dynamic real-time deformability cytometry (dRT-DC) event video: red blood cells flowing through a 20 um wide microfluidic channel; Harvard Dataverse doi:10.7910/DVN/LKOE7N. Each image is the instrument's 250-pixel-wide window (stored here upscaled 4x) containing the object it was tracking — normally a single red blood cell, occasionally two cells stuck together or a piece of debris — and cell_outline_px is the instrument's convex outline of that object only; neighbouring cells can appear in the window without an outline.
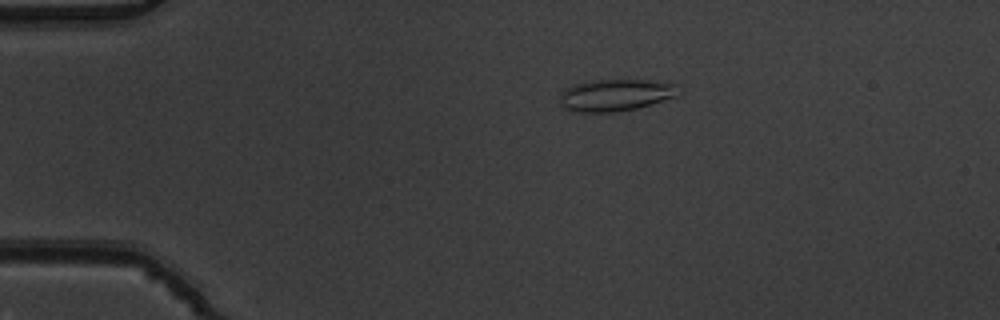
{"species": "common noctule bat (a hibernating species)", "species_latin": "Nyctalus noctula", "temperature_condition": "warm", "stored_images_in_passage": 42, "camera_frame_rate_fps": 3000, "um_per_image_px": 0.085, "animal": {"sex": "male", "body_mass_g": 19.5, "forearm_length_mm": 54.6}, "frame": {"image": 1, "passage_image": 1, "time_ms": 0.0, "image_size_px": [1000, 320], "cell_outline_px": [[676, 96], [652, 104], [636, 108], [616, 112], [572, 112], [564, 108], [560, 104], [560, 92], [564, 88], [576, 84], [592, 80], [644, 80], [672, 84]], "centroid_in_image_um": [52.18, 8.1], "position_along_channel_um": 32.8, "area_um2": 21.73}}
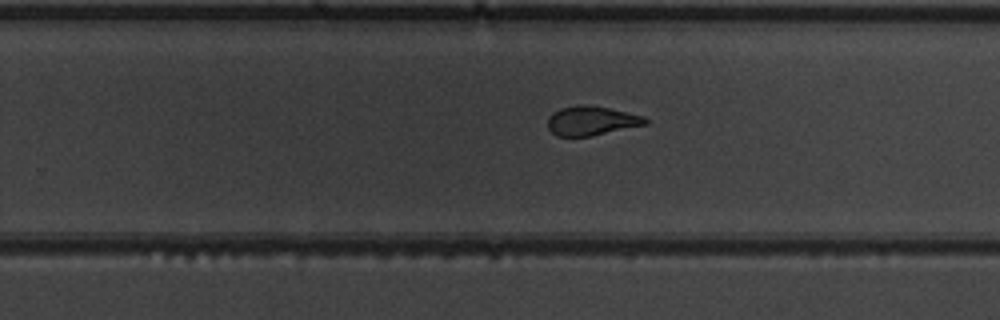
{"frame": {"image": 2, "passage_image": 24, "time_ms": 7.667, "image_size_px": [1000, 320], "cell_outline_px": [[648, 124], [592, 136], [556, 136], [548, 128], [548, 116], [552, 112], [560, 108], [580, 104], [588, 104], [608, 108], [644, 116], [648, 120]], "centroid_in_image_um": [50.26, 10.26], "position_along_channel_um": 279.5, "area_um2": 16.76}}
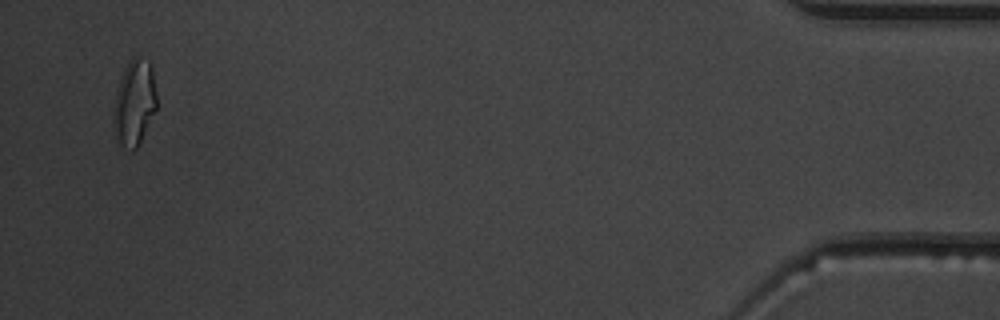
{"frame": {"image": 3, "passage_image": 41, "time_ms": 13.333, "image_size_px": [1000, 320], "cell_outline_px": [[156, 108], [136, 148], [132, 152], [120, 144], [116, 136], [116, 96], [120, 80], [124, 68], [136, 56], [148, 60], [152, 64], [156, 92]], "centroid_in_image_um": [11.47, 8.69], "position_along_channel_um": 423.7, "area_um2": 20.58}, "authors_computed_cell_mechanics": {"area_um2": 17.629, "velocity_mm_per_s": 3.9107, "shape_relaxation_time_tau1_ms": 8.4043, "shape_relaxation_time_tau2_ms": 1.5064, "deformation_change_tau1": 0.2413, "deformation_change_tau2": 0.086}}